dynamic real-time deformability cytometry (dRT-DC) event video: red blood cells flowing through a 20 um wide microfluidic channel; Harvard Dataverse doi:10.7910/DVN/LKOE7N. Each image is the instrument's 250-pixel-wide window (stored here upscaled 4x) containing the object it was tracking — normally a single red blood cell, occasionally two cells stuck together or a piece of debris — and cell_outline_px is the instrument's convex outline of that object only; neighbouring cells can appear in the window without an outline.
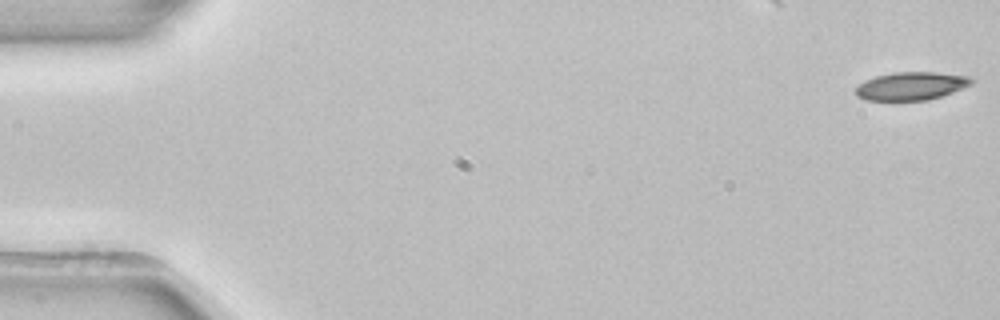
{"species": "common noctule bat (a hibernating species)", "species_latin": "Nyctalus noctula", "temperature_condition": "room temperature", "stored_images_in_passage": 51, "camera_frame_rate_fps": 3000, "um_per_image_px": 0.085, "animal": {"sex": "female", "body_mass_g": 22.7, "forearm_length_mm": 54.2}, "frame": {"image": 1, "passage_image": 1, "time_ms": 0.0, "image_size_px": [1000, 320], "cell_outline_px": [[976, 80], [972, 84], [952, 92], [928, 100], [864, 100], [856, 96], [856, 88], [864, 80], [876, 76], [892, 72], [936, 72], [972, 76]], "centroid_in_image_um": [77.48, 7.3], "position_along_channel_um": 7.5, "area_um2": 19.07}}
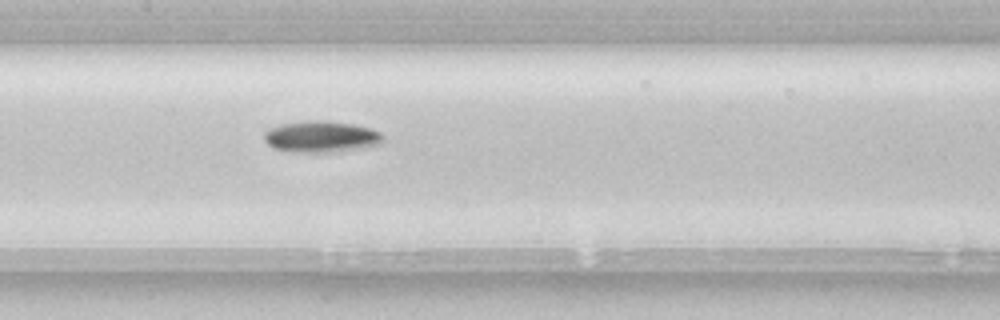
{"frame": {"image": 2, "passage_image": 26, "time_ms": 8.333, "image_size_px": [1000, 320], "cell_outline_px": [[384, 140], [380, 144], [364, 148], [328, 152], [296, 152], [272, 148], [264, 140], [264, 132], [268, 128], [280, 124], [316, 120], [324, 120], [352, 124], [368, 128], [380, 132], [384, 136]], "centroid_in_image_um": [27.29, 11.62], "position_along_channel_um": 180.1, "area_um2": 21.73}}
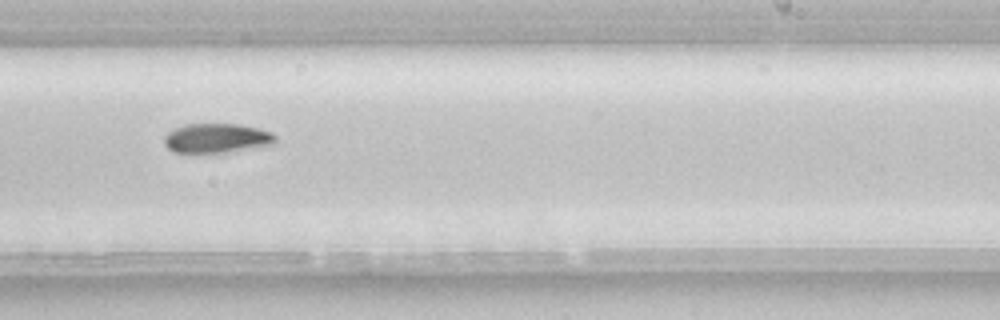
{"frame": {"image": 3, "passage_image": 33, "time_ms": 10.667, "image_size_px": [1000, 320], "cell_outline_px": [[276, 140], [272, 144], [228, 152], [172, 152], [164, 144], [164, 136], [168, 132], [184, 124], [236, 124], [260, 128], [272, 132], [276, 136]], "centroid_in_image_um": [18.41, 11.73], "position_along_channel_um": 270.6, "area_um2": 18.96}, "authors_computed_cell_mechanics": {"area_um2": 19.7098, "velocity_mm_per_s": 3.8974, "shape_relaxation_time_tau1_ms": 5.2197, "shape_relaxation_time_tau2_ms": null, "deformation_change_tau1": 0.1115, "deformation_change_tau2": null}}